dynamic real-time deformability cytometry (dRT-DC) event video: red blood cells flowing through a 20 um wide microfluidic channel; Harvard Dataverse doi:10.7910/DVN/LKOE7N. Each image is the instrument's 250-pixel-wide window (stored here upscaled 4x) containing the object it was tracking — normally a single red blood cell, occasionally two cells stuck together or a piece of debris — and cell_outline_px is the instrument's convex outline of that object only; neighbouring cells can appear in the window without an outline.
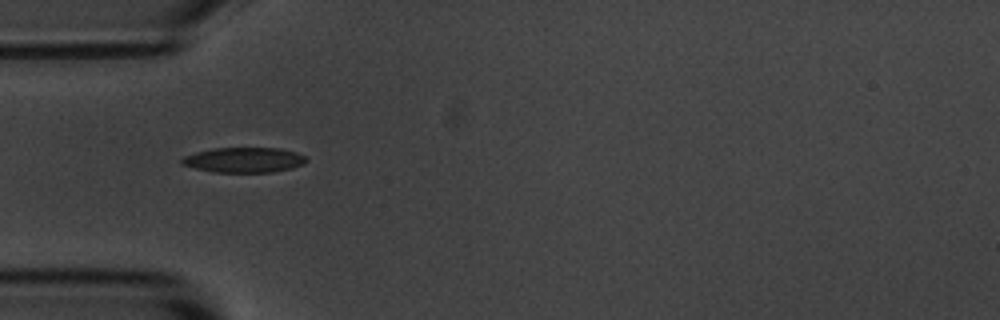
{"species": "common noctule bat (a hibernating species)", "species_latin": "Nyctalus noctula", "temperature_condition": "room temperature", "stored_images_in_passage": 5, "camera_frame_rate_fps": 3000, "um_per_image_px": 0.085, "animal": {"sex": "male", "body_mass_g": 20.1, "forearm_length_mm": 53.5}, "frame": {"image": 1, "passage_image": 1, "time_ms": 0.0, "image_size_px": [1000, 320], "cell_outline_px": [[308, 160], [304, 164], [292, 168], [272, 172], [216, 172], [196, 168], [180, 164], [180, 160], [184, 156], [196, 152], [212, 148], [280, 148], [296, 152], [304, 156]], "centroid_in_image_um": [20.74, 13.59], "position_along_channel_um": 64.3, "area_um2": 18.21}}
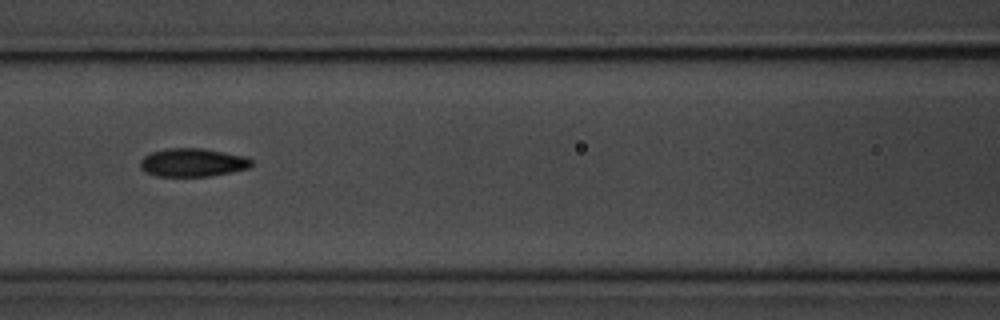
{"frame": {"image": 2, "passage_image": 3, "time_ms": 2.333, "image_size_px": [1000, 320], "cell_outline_px": [[252, 164], [248, 168], [232, 172], [208, 176], [156, 176], [144, 172], [140, 168], [140, 160], [144, 156], [152, 152], [168, 148], [200, 148], [248, 156], [252, 160]], "centroid_in_image_um": [16.37, 13.81], "position_along_channel_um": 150.2, "area_um2": 18.44}}
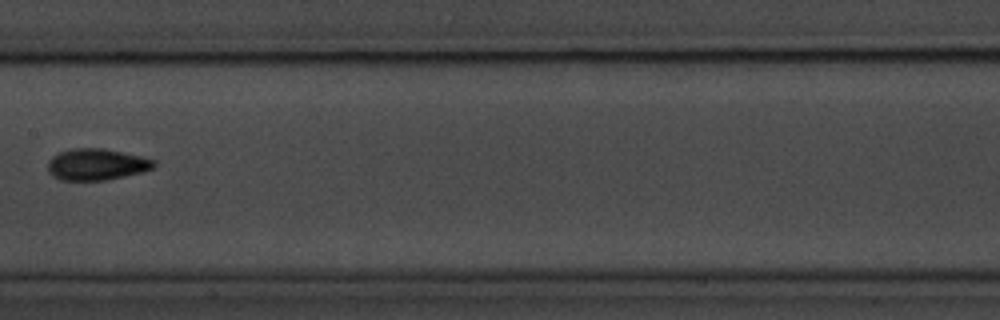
{"frame": {"image": 3, "passage_image": 4, "time_ms": 3.667, "image_size_px": [1000, 320], "cell_outline_px": [[156, 164], [152, 168], [140, 172], [104, 180], [60, 180], [52, 176], [48, 172], [48, 160], [52, 156], [60, 152], [76, 148], [104, 148], [140, 156], [156, 160]], "centroid_in_image_um": [8.17, 13.97], "position_along_channel_um": 199.2, "area_um2": 19.31}}